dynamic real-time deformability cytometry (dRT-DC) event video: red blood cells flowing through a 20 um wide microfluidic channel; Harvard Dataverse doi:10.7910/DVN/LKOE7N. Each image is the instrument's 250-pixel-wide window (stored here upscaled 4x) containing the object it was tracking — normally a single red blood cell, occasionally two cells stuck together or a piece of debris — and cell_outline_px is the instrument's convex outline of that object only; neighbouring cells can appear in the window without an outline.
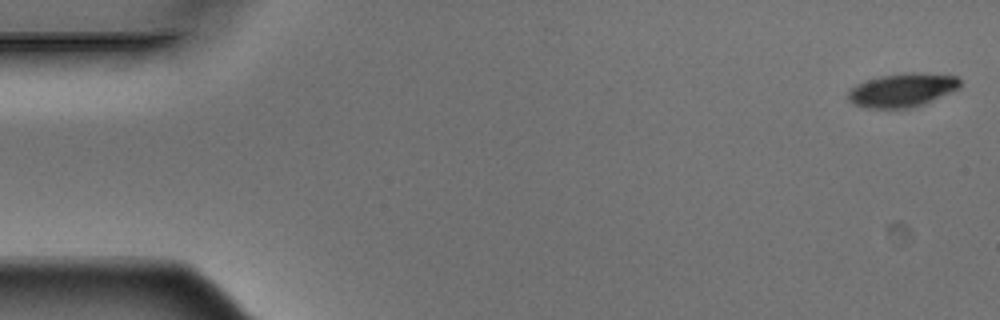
{"species": "Egyptian fruit bat (a non-hibernating species)", "species_latin": "Rousettus aegyptiacus", "temperature_condition": "warm", "stored_images_in_passage": 6, "camera_frame_rate_fps": 3000, "um_per_image_px": 0.085, "animal": {"sex": "male"}, "frame": {"image": 1, "passage_image": 1, "time_ms": 0.0, "image_size_px": [1000, 320], "cell_outline_px": [[960, 88], [924, 104], [912, 108], [868, 108], [852, 104], [848, 100], [848, 92], [856, 84], [880, 76], [908, 72], [916, 72], [956, 76], [960, 80]], "centroid_in_image_um": [76.69, 7.66], "position_along_channel_um": 8.3, "area_um2": 21.96}}